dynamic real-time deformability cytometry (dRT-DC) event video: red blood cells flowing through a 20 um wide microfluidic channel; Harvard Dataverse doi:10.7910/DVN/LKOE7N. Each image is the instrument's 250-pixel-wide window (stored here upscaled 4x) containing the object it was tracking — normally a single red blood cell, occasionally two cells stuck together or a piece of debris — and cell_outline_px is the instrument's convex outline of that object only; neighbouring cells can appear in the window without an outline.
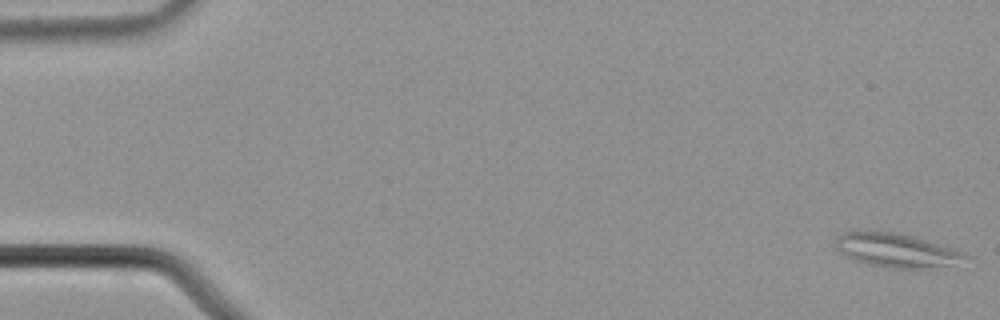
{"species": "common noctule bat (a hibernating species)", "species_latin": "Nyctalus noctula", "temperature_condition": "cold", "stored_images_in_passage": 59, "segment_of_instrument_passage": [1, 2], "camera_frame_rate_fps": 3000, "um_per_image_px": 0.085, "animal": {"sex": "male", "body_mass_g": 21.5, "forearm_length_mm": 52.0}, "frame": {"image": 1, "passage_image": 1, "time_ms": 0.0, "image_size_px": [1000, 320], "cell_outline_px": [[972, 256], [968, 268], [884, 268], [868, 264], [856, 260], [840, 252], [832, 244], [836, 236], [844, 232], [860, 228], [868, 228], [900, 232], [940, 244], [964, 252]], "centroid_in_image_um": [76.34, 21.27], "position_along_channel_um": 8.7, "area_um2": 27.74}}
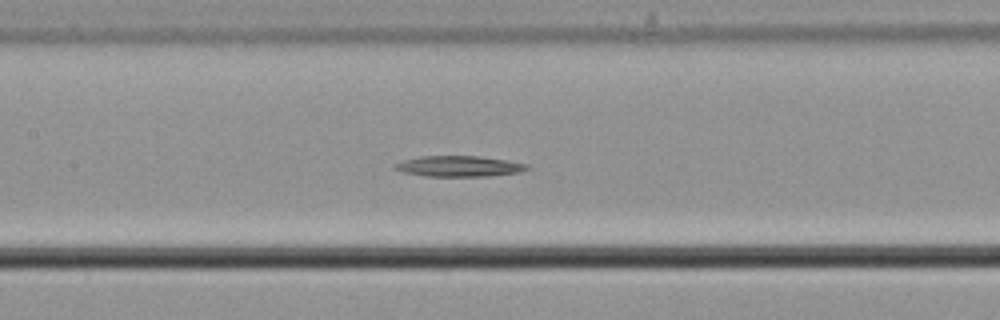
{"frame": {"image": 2, "passage_image": 28, "time_ms": 9.0, "image_size_px": [1000, 320], "cell_outline_px": [[532, 168], [520, 172], [488, 176], [428, 176], [400, 172], [392, 168], [392, 164], [404, 160], [420, 156], [476, 156], [504, 160], [528, 164]], "centroid_in_image_um": [38.97, 14.13], "position_along_channel_um": 168.4, "area_um2": 16.01}}
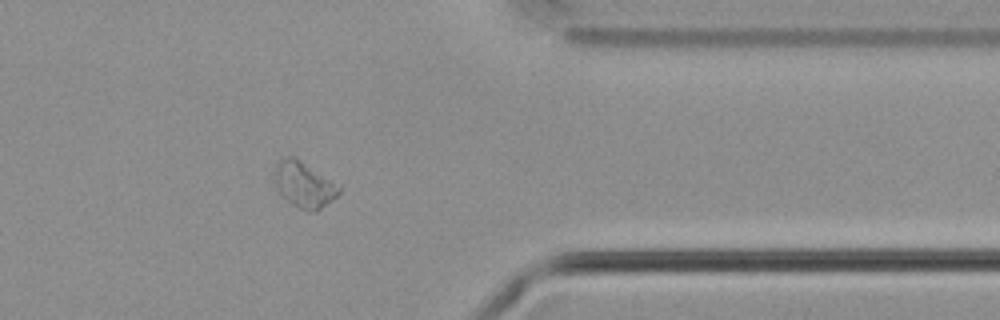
{"frame": {"image": 3, "passage_image": 47, "time_ms": 15.333, "image_size_px": [1000, 320], "cell_outline_px": [[340, 192], [332, 200], [316, 212], [308, 212], [292, 204], [280, 192], [276, 184], [276, 164], [284, 156], [292, 156], [300, 160], [340, 184]], "centroid_in_image_um": [25.9, 15.7], "position_along_channel_um": 385.5, "area_um2": 16.94}}